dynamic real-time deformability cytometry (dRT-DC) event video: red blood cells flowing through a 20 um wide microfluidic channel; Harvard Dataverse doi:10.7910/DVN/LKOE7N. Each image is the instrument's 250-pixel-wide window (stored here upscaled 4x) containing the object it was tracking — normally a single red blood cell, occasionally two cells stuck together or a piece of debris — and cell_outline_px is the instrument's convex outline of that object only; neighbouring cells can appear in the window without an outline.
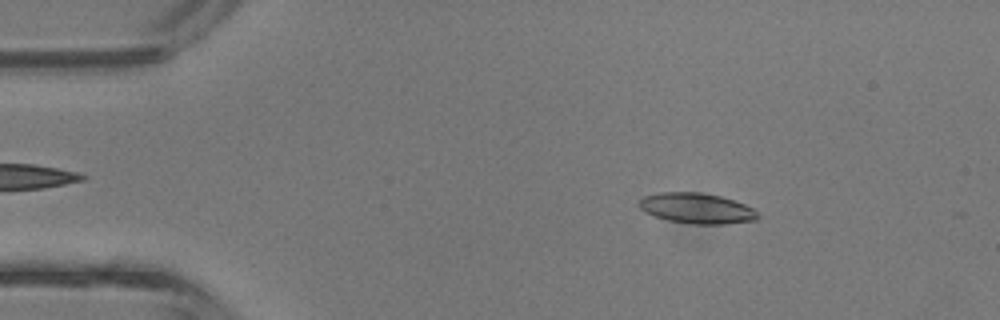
{"species": "common noctule bat (a hibernating species)", "species_latin": "Nyctalus noctula", "temperature_condition": "room temperature", "stored_images_in_passage": 43, "camera_frame_rate_fps": 3000, "um_per_image_px": 0.085, "animal": {"sex": "male", "body_mass_g": 13.3}, "frame": {"image": 1, "passage_image": 7, "time_ms": 2.0, "image_size_px": [1000, 320], "cell_outline_px": [[760, 216], [756, 220], [724, 224], [692, 224], [668, 220], [644, 212], [640, 208], [640, 200], [644, 196], [660, 192], [700, 192], [720, 196], [744, 204], [752, 208]], "centroid_in_image_um": [59.22, 17.71], "position_along_channel_um": 25.8, "area_um2": 20.92}}
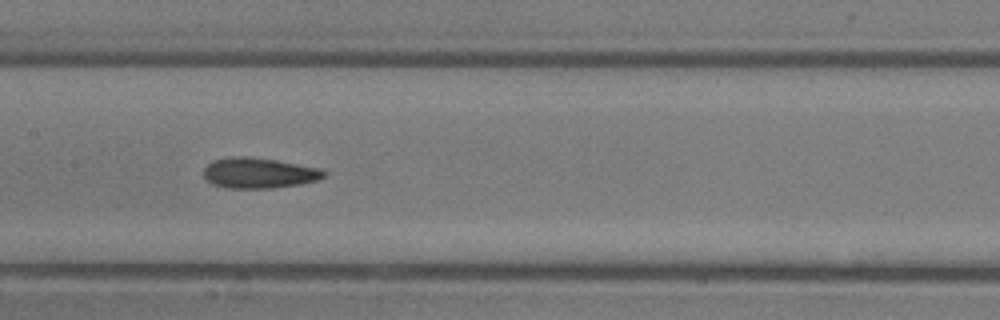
{"frame": {"image": 2, "passage_image": 21, "time_ms": 6.667, "image_size_px": [1000, 320], "cell_outline_px": [[324, 176], [320, 180], [300, 184], [276, 188], [228, 188], [212, 184], [204, 176], [204, 168], [212, 160], [232, 156], [248, 156], [276, 160], [320, 168], [324, 172]], "centroid_in_image_um": [22.0, 14.7], "position_along_channel_um": 185.4, "area_um2": 21.44}}
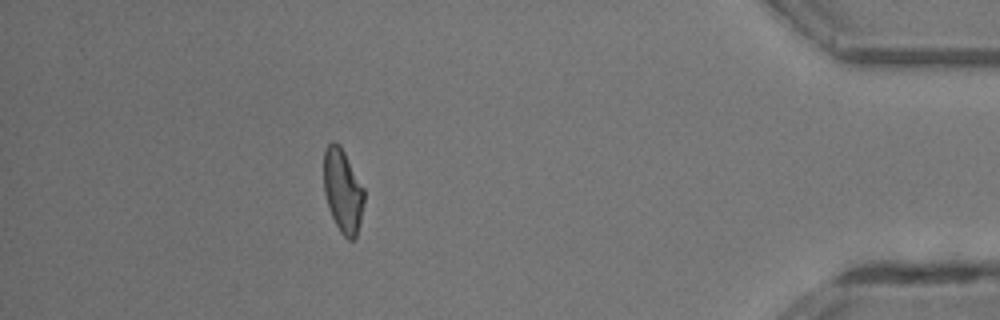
{"frame": {"image": 3, "passage_image": 38, "time_ms": 12.333, "image_size_px": [1000, 320], "cell_outline_px": [[364, 204], [356, 236], [352, 240], [348, 240], [340, 232], [332, 216], [324, 192], [324, 148], [332, 140], [340, 144], [364, 188]], "centroid_in_image_um": [29.13, 16.19], "position_along_channel_um": 406.1, "area_um2": 19.59}, "authors_computed_cell_mechanics": {"area_um2": 20.4612, "velocity_mm_per_s": 4.8365, "shape_relaxation_time_tau1_ms": null, "shape_relaxation_time_tau2_ms": 1.9771, "deformation_change_tau1": null, "deformation_change_tau2": 0.0919}}